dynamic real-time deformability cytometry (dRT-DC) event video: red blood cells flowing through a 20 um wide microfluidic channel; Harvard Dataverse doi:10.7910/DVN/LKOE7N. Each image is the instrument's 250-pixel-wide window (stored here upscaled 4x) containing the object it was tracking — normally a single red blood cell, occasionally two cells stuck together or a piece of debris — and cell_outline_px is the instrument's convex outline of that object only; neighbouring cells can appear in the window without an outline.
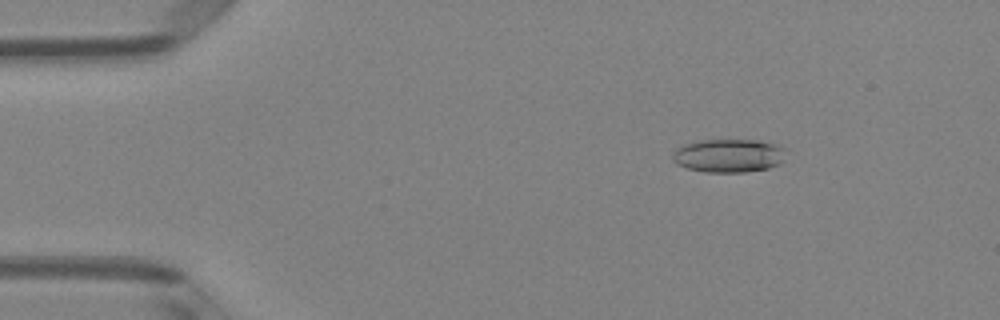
{"species": "Egyptian fruit bat (a non-hibernating species)", "species_latin": "Rousettus aegyptiacus", "temperature_condition": "room temperature", "stored_images_in_passage": 4, "camera_frame_rate_fps": 3000, "um_per_image_px": 0.085, "animal": {"sex": "female"}, "frame": {"image": 1, "passage_image": 2, "time_ms": 0.333, "image_size_px": [1000, 320], "cell_outline_px": [[784, 160], [780, 164], [768, 168], [744, 172], [704, 172], [688, 168], [676, 164], [672, 160], [672, 152], [676, 148], [684, 144], [700, 140], [756, 140], [776, 144], [784, 148]], "centroid_in_image_um": [61.91, 13.23], "position_along_channel_um": 23.1, "area_um2": 22.2}}
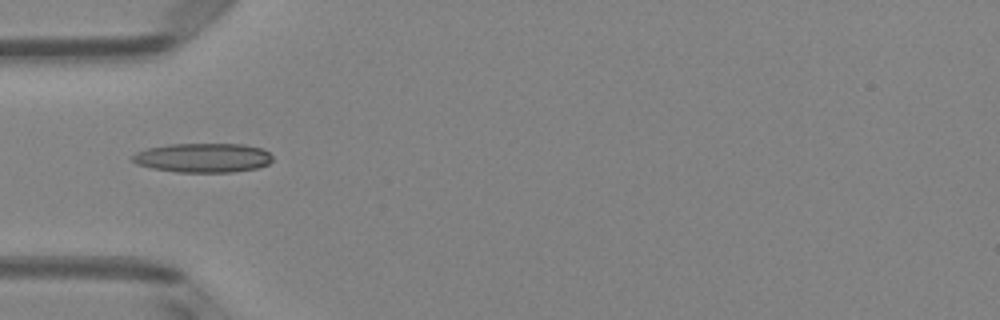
{"frame": {"image": 2, "passage_image": 4, "time_ms": 1.0, "image_size_px": [1000, 320], "cell_outline_px": [[272, 160], [268, 164], [256, 168], [232, 172], [176, 172], [152, 168], [136, 164], [132, 160], [132, 156], [136, 152], [148, 148], [168, 144], [244, 144], [260, 148], [268, 152], [272, 156]], "centroid_in_image_um": [17.24, 13.41], "position_along_channel_um": 67.8, "area_um2": 23.87}}